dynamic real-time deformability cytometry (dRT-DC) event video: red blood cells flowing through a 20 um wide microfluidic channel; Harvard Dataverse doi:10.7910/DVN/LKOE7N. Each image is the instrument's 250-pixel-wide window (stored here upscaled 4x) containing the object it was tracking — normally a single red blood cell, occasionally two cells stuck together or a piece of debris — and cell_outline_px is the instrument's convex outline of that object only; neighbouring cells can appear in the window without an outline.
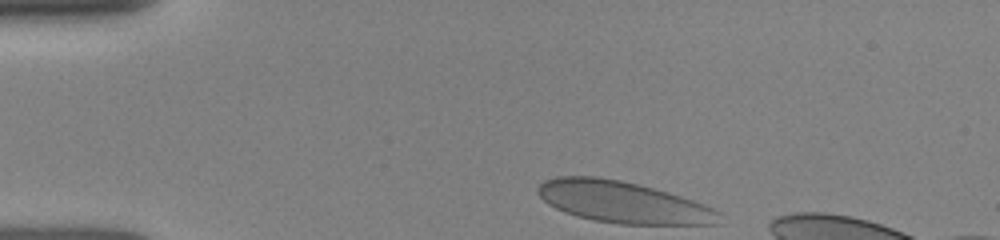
{"species": "human", "species_latin": "Homo sapiens", "temperature_condition": "room temperature", "stored_images_in_passage": 9, "camera_frame_rate_fps": 3000, "um_per_image_px": 0.085, "donor": {"sex": "female"}, "frame": {"image": 1, "passage_image": 1, "time_ms": 0.0, "image_size_px": [1000, 240], "cell_outline_px": [[720, 224], [620, 224], [592, 220], [576, 216], [564, 212], [548, 204], [536, 192], [536, 188], [544, 180], [556, 176], [596, 176], [620, 180], [668, 192], [692, 200], [712, 208], [720, 212]], "centroid_in_image_um": [52.9, 17.18], "position_along_channel_um": 32.1, "area_um2": 43.81}}
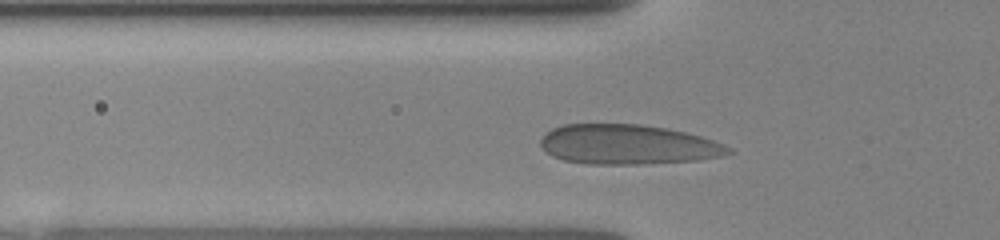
{"frame": {"image": 2, "passage_image": 5, "time_ms": 2.333, "image_size_px": [1000, 240], "cell_outline_px": [[736, 152], [720, 156], [696, 160], [644, 164], [588, 164], [564, 160], [552, 156], [540, 144], [540, 140], [552, 128], [564, 124], [640, 124], [668, 128], [700, 136], [724, 144], [732, 148]], "centroid_in_image_um": [53.39, 12.28], "position_along_channel_um": 72.4, "area_um2": 43.52}}
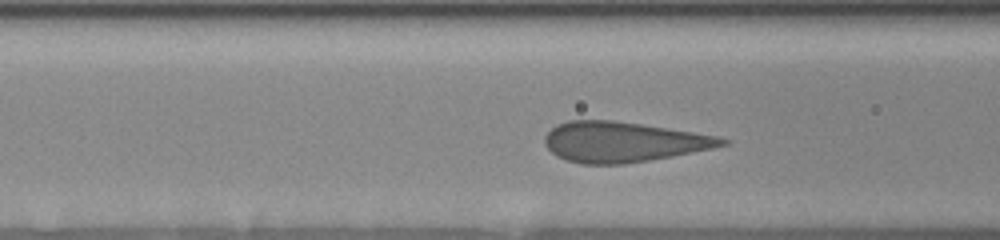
{"frame": {"image": 3, "passage_image": 8, "time_ms": 3.333, "image_size_px": [1000, 240], "cell_outline_px": [[732, 140], [728, 144], [712, 148], [672, 156], [624, 164], [580, 164], [564, 160], [556, 156], [544, 144], [544, 136], [556, 124], [568, 120], [612, 120], [640, 124], [720, 136]], "centroid_in_image_um": [52.94, 12.06], "position_along_channel_um": 113.7, "area_um2": 41.62}}